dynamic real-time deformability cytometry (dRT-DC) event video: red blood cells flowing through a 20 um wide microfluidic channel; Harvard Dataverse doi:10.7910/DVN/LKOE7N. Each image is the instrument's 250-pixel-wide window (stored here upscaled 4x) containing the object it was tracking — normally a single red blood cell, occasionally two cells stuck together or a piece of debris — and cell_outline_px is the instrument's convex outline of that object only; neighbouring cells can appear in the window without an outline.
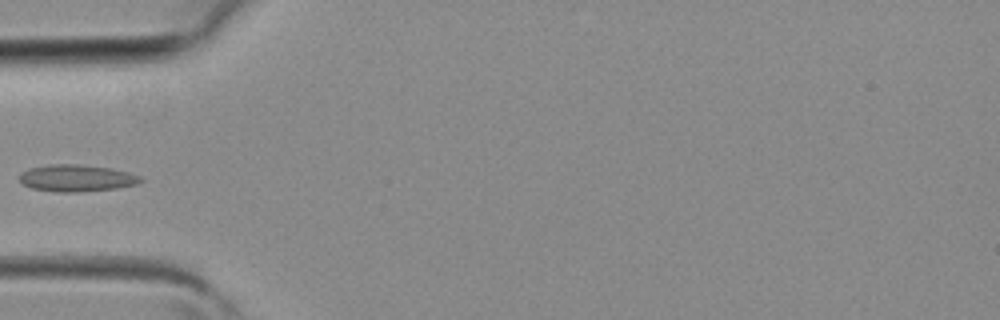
{"species": "common noctule bat (a hibernating species)", "species_latin": "Nyctalus noctula", "temperature_condition": "room temperature", "stored_images_in_passage": 4, "camera_frame_rate_fps": 3000, "um_per_image_px": 0.085, "animal": {"sex": "female", "body_mass_g": 19.3, "forearm_length_mm": 54.1}, "frame": {"image": 1, "passage_image": 4, "time_ms": 1.0, "image_size_px": [1000, 320], "cell_outline_px": [[144, 180], [136, 184], [116, 188], [80, 192], [52, 192], [32, 188], [24, 184], [20, 180], [20, 172], [28, 168], [52, 164], [76, 164], [112, 168], [128, 172], [140, 176]], "centroid_in_image_um": [6.5, 15.14], "position_along_channel_um": 78.5, "area_um2": 19.02}}